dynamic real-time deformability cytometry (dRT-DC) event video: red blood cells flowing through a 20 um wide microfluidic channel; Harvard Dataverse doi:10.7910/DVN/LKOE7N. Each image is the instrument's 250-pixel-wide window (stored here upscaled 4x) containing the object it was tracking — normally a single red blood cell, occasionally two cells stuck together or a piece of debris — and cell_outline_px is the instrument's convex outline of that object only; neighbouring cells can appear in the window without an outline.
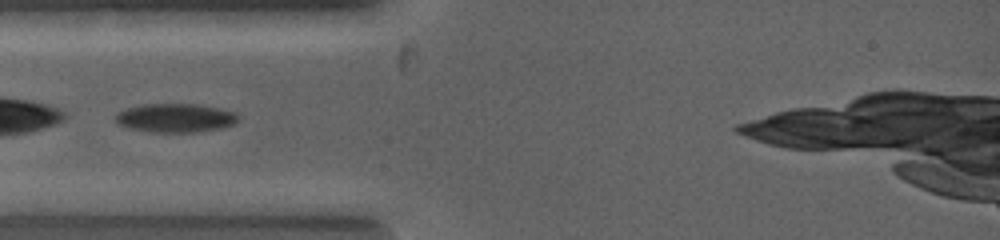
{"species": "common noctule bat (a hibernating species)", "species_latin": "Nyctalus noctula", "temperature_condition": "warm", "stored_images_in_passage": 5, "camera_frame_rate_fps": 5000, "um_per_image_px": 0.085, "animal": {"sex": "female", "body_mass_g": 19.0, "forearm_length_mm": 53.3}, "frame": {"image": 1, "passage_image": 2, "time_ms": 0.4, "image_size_px": [1000, 240], "cell_outline_px": [[240, 120], [236, 124], [224, 128], [196, 132], [152, 132], [128, 128], [116, 124], [112, 116], [116, 112], [128, 108], [144, 104], [196, 104], [216, 108], [232, 112], [240, 116]], "centroid_in_image_um": [14.88, 10.04], "position_along_channel_um": 70.1, "area_um2": 20.87}}
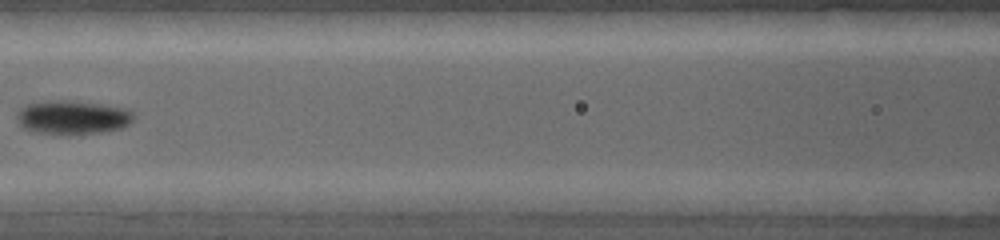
{"frame": {"image": 2, "passage_image": 5, "time_ms": 1.8, "image_size_px": [1000, 240], "cell_outline_px": [[136, 116], [128, 124], [120, 128], [104, 132], [68, 136], [32, 132], [24, 128], [20, 124], [16, 116], [16, 112], [28, 104], [92, 104], [120, 108], [132, 112]], "centroid_in_image_um": [6.17, 10.09], "position_along_channel_um": 160.4, "area_um2": 21.85}}